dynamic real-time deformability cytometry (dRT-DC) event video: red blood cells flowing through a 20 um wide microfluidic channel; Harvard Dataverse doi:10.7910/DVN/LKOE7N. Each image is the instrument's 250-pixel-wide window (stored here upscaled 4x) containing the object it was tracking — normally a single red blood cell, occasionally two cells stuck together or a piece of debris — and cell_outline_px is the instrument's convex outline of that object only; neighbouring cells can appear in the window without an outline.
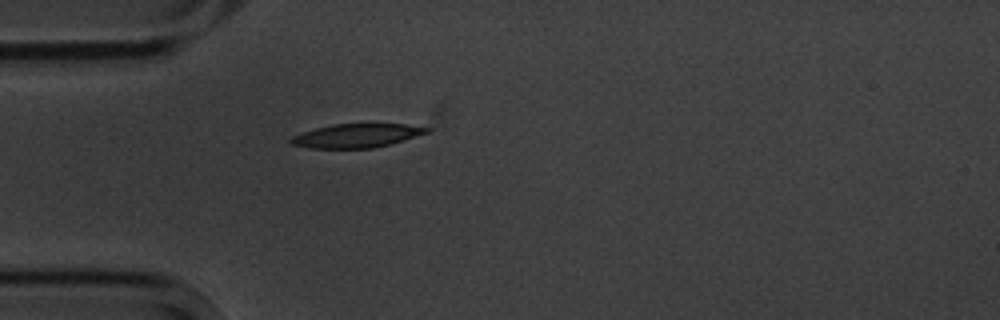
{"species": "common noctule bat (a hibernating species)", "species_latin": "Nyctalus noctula", "temperature_condition": "cold", "stored_images_in_passage": 6, "camera_frame_rate_fps": 3000, "um_per_image_px": 0.085, "animal": {"sex": "male", "body_mass_g": 20.1, "forearm_length_mm": 53.5}, "frame": {"image": 1, "passage_image": 6, "time_ms": 6.0, "image_size_px": [1000, 320], "cell_outline_px": [[432, 128], [428, 132], [388, 144], [372, 148], [308, 148], [292, 144], [288, 140], [292, 136], [316, 128], [332, 124], [404, 124]], "centroid_in_image_um": [30.26, 11.53], "position_along_channel_um": 54.7, "area_um2": 18.5}}